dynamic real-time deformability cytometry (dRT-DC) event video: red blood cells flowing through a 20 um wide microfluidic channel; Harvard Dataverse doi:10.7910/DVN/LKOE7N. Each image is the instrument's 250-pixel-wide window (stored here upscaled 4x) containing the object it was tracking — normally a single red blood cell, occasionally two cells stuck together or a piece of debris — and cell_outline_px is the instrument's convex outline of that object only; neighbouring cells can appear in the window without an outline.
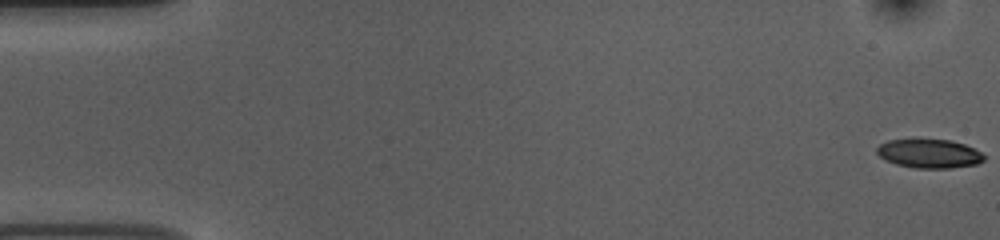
{"species": "common noctule bat (a hibernating species)", "species_latin": "Nyctalus noctula", "temperature_condition": "room temperature", "stored_images_in_passage": 54, "camera_frame_rate_fps": 3000, "um_per_image_px": 0.085, "animal": {"sex": "female", "body_mass_g": 10.0, "forearm_length_mm": 53.1}, "frame": {"image": 1, "passage_image": 1, "time_ms": 0.0, "image_size_px": [1000, 240], "cell_outline_px": [[984, 160], [976, 164], [948, 168], [916, 168], [896, 164], [884, 160], [876, 152], [876, 148], [880, 144], [888, 140], [952, 140], [964, 144], [980, 152], [984, 156]], "centroid_in_image_um": [78.95, 13.06], "position_along_channel_um": 6.0, "area_um2": 17.8}}
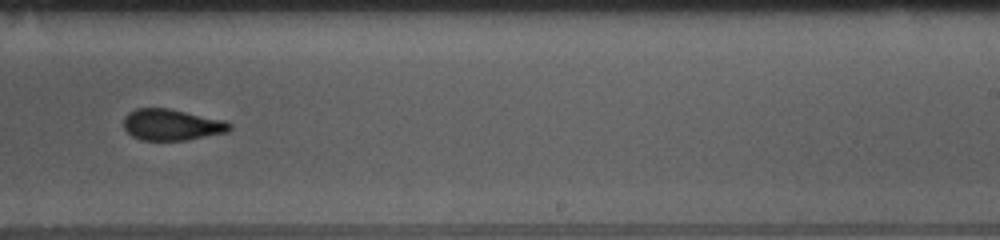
{"frame": {"image": 2, "passage_image": 34, "time_ms": 11.0, "image_size_px": [1000, 240], "cell_outline_px": [[232, 128], [228, 132], [188, 140], [140, 140], [132, 136], [124, 128], [124, 116], [128, 112], [136, 108], [168, 108], [224, 120], [232, 124]], "centroid_in_image_um": [14.6, 10.6], "position_along_channel_um": 274.4, "area_um2": 19.42}}
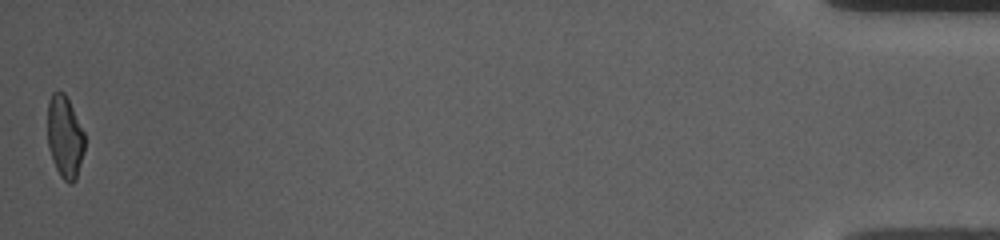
{"frame": {"image": 3, "passage_image": 54, "time_ms": 17.667, "image_size_px": [1000, 240], "cell_outline_px": [[84, 152], [76, 180], [72, 184], [68, 184], [60, 176], [52, 160], [48, 148], [48, 100], [52, 92], [64, 92], [84, 132]], "centroid_in_image_um": [5.5, 11.68], "position_along_channel_um": 429.7, "area_um2": 17.8}, "authors_computed_cell_mechanics": {"area_um2": 19.363, "velocity_mm_per_s": 3.7369, "shape_relaxation_time_tau1_ms": null, "shape_relaxation_time_tau2_ms": 3.1254, "deformation_change_tau1": null, "deformation_change_tau2": 0.1121}}